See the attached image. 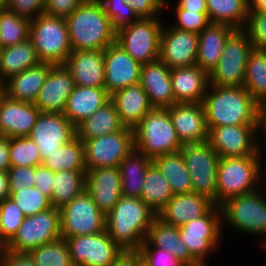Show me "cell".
Segmentation results:
<instances>
[{"label":"cell","mask_w":266,"mask_h":266,"mask_svg":"<svg viewBox=\"0 0 266 266\" xmlns=\"http://www.w3.org/2000/svg\"><path fill=\"white\" fill-rule=\"evenodd\" d=\"M202 103L208 130L227 125H259V103L244 86L209 85Z\"/></svg>","instance_id":"cell-1"},{"label":"cell","mask_w":266,"mask_h":266,"mask_svg":"<svg viewBox=\"0 0 266 266\" xmlns=\"http://www.w3.org/2000/svg\"><path fill=\"white\" fill-rule=\"evenodd\" d=\"M156 217L141 198L122 196L105 216V230L123 251H138Z\"/></svg>","instance_id":"cell-2"},{"label":"cell","mask_w":266,"mask_h":266,"mask_svg":"<svg viewBox=\"0 0 266 266\" xmlns=\"http://www.w3.org/2000/svg\"><path fill=\"white\" fill-rule=\"evenodd\" d=\"M72 50H105L116 32L99 0H86L66 18Z\"/></svg>","instance_id":"cell-3"},{"label":"cell","mask_w":266,"mask_h":266,"mask_svg":"<svg viewBox=\"0 0 266 266\" xmlns=\"http://www.w3.org/2000/svg\"><path fill=\"white\" fill-rule=\"evenodd\" d=\"M220 208L223 233L227 229H234L233 231L243 235L261 237L258 247L266 242V198L262 188L231 197L222 203Z\"/></svg>","instance_id":"cell-4"},{"label":"cell","mask_w":266,"mask_h":266,"mask_svg":"<svg viewBox=\"0 0 266 266\" xmlns=\"http://www.w3.org/2000/svg\"><path fill=\"white\" fill-rule=\"evenodd\" d=\"M263 155L220 158L217 167V206L231 197L260 188Z\"/></svg>","instance_id":"cell-5"},{"label":"cell","mask_w":266,"mask_h":266,"mask_svg":"<svg viewBox=\"0 0 266 266\" xmlns=\"http://www.w3.org/2000/svg\"><path fill=\"white\" fill-rule=\"evenodd\" d=\"M135 150L150 159L180 151L168 109L153 108L133 128Z\"/></svg>","instance_id":"cell-6"},{"label":"cell","mask_w":266,"mask_h":266,"mask_svg":"<svg viewBox=\"0 0 266 266\" xmlns=\"http://www.w3.org/2000/svg\"><path fill=\"white\" fill-rule=\"evenodd\" d=\"M29 38L42 63L64 64L72 52L64 17L40 14L30 20Z\"/></svg>","instance_id":"cell-7"},{"label":"cell","mask_w":266,"mask_h":266,"mask_svg":"<svg viewBox=\"0 0 266 266\" xmlns=\"http://www.w3.org/2000/svg\"><path fill=\"white\" fill-rule=\"evenodd\" d=\"M179 234L190 255L198 263H209L213 252L215 254L221 249L224 239L220 206L214 205L204 216L180 226Z\"/></svg>","instance_id":"cell-8"},{"label":"cell","mask_w":266,"mask_h":266,"mask_svg":"<svg viewBox=\"0 0 266 266\" xmlns=\"http://www.w3.org/2000/svg\"><path fill=\"white\" fill-rule=\"evenodd\" d=\"M180 152L190 174L192 192L217 205V167L220 160L209 141L185 143Z\"/></svg>","instance_id":"cell-9"},{"label":"cell","mask_w":266,"mask_h":266,"mask_svg":"<svg viewBox=\"0 0 266 266\" xmlns=\"http://www.w3.org/2000/svg\"><path fill=\"white\" fill-rule=\"evenodd\" d=\"M164 17L139 18L116 33V43L141 65L158 60Z\"/></svg>","instance_id":"cell-10"},{"label":"cell","mask_w":266,"mask_h":266,"mask_svg":"<svg viewBox=\"0 0 266 266\" xmlns=\"http://www.w3.org/2000/svg\"><path fill=\"white\" fill-rule=\"evenodd\" d=\"M253 50L243 29H236L227 39L218 64L209 75V85L220 87L244 86L248 56Z\"/></svg>","instance_id":"cell-11"},{"label":"cell","mask_w":266,"mask_h":266,"mask_svg":"<svg viewBox=\"0 0 266 266\" xmlns=\"http://www.w3.org/2000/svg\"><path fill=\"white\" fill-rule=\"evenodd\" d=\"M84 144L86 169L119 167L121 162L135 149L133 129L124 127L114 133L89 140Z\"/></svg>","instance_id":"cell-12"},{"label":"cell","mask_w":266,"mask_h":266,"mask_svg":"<svg viewBox=\"0 0 266 266\" xmlns=\"http://www.w3.org/2000/svg\"><path fill=\"white\" fill-rule=\"evenodd\" d=\"M59 238H61L60 210L52 207L36 215L25 217L6 250L29 253L42 244Z\"/></svg>","instance_id":"cell-13"},{"label":"cell","mask_w":266,"mask_h":266,"mask_svg":"<svg viewBox=\"0 0 266 266\" xmlns=\"http://www.w3.org/2000/svg\"><path fill=\"white\" fill-rule=\"evenodd\" d=\"M59 210L61 238L92 235L105 230V215L86 190Z\"/></svg>","instance_id":"cell-14"},{"label":"cell","mask_w":266,"mask_h":266,"mask_svg":"<svg viewBox=\"0 0 266 266\" xmlns=\"http://www.w3.org/2000/svg\"><path fill=\"white\" fill-rule=\"evenodd\" d=\"M259 125H227L209 130L208 141L220 158L265 155L260 149Z\"/></svg>","instance_id":"cell-15"},{"label":"cell","mask_w":266,"mask_h":266,"mask_svg":"<svg viewBox=\"0 0 266 266\" xmlns=\"http://www.w3.org/2000/svg\"><path fill=\"white\" fill-rule=\"evenodd\" d=\"M74 266H111L124 252L106 230L92 235L67 237Z\"/></svg>","instance_id":"cell-16"},{"label":"cell","mask_w":266,"mask_h":266,"mask_svg":"<svg viewBox=\"0 0 266 266\" xmlns=\"http://www.w3.org/2000/svg\"><path fill=\"white\" fill-rule=\"evenodd\" d=\"M42 160L76 137V127L63 113L40 112L29 136Z\"/></svg>","instance_id":"cell-17"},{"label":"cell","mask_w":266,"mask_h":266,"mask_svg":"<svg viewBox=\"0 0 266 266\" xmlns=\"http://www.w3.org/2000/svg\"><path fill=\"white\" fill-rule=\"evenodd\" d=\"M169 20L161 30L159 59L169 69L196 65L198 33L176 29Z\"/></svg>","instance_id":"cell-18"},{"label":"cell","mask_w":266,"mask_h":266,"mask_svg":"<svg viewBox=\"0 0 266 266\" xmlns=\"http://www.w3.org/2000/svg\"><path fill=\"white\" fill-rule=\"evenodd\" d=\"M141 66L118 43L109 45L104 50V88L108 94L138 84Z\"/></svg>","instance_id":"cell-19"},{"label":"cell","mask_w":266,"mask_h":266,"mask_svg":"<svg viewBox=\"0 0 266 266\" xmlns=\"http://www.w3.org/2000/svg\"><path fill=\"white\" fill-rule=\"evenodd\" d=\"M74 86L71 73L64 64H50L49 73L34 104L40 112L63 113Z\"/></svg>","instance_id":"cell-20"},{"label":"cell","mask_w":266,"mask_h":266,"mask_svg":"<svg viewBox=\"0 0 266 266\" xmlns=\"http://www.w3.org/2000/svg\"><path fill=\"white\" fill-rule=\"evenodd\" d=\"M167 109L182 145L208 140L209 130L203 103H175Z\"/></svg>","instance_id":"cell-21"},{"label":"cell","mask_w":266,"mask_h":266,"mask_svg":"<svg viewBox=\"0 0 266 266\" xmlns=\"http://www.w3.org/2000/svg\"><path fill=\"white\" fill-rule=\"evenodd\" d=\"M85 190L106 216L123 196L119 167L87 170Z\"/></svg>","instance_id":"cell-22"},{"label":"cell","mask_w":266,"mask_h":266,"mask_svg":"<svg viewBox=\"0 0 266 266\" xmlns=\"http://www.w3.org/2000/svg\"><path fill=\"white\" fill-rule=\"evenodd\" d=\"M40 110L34 103L0 97V135L7 138L28 137Z\"/></svg>","instance_id":"cell-23"},{"label":"cell","mask_w":266,"mask_h":266,"mask_svg":"<svg viewBox=\"0 0 266 266\" xmlns=\"http://www.w3.org/2000/svg\"><path fill=\"white\" fill-rule=\"evenodd\" d=\"M64 65L75 85L105 87L104 50H72Z\"/></svg>","instance_id":"cell-24"},{"label":"cell","mask_w":266,"mask_h":266,"mask_svg":"<svg viewBox=\"0 0 266 266\" xmlns=\"http://www.w3.org/2000/svg\"><path fill=\"white\" fill-rule=\"evenodd\" d=\"M170 73L171 69L160 59L141 66L139 84L153 108L167 109L176 103Z\"/></svg>","instance_id":"cell-25"},{"label":"cell","mask_w":266,"mask_h":266,"mask_svg":"<svg viewBox=\"0 0 266 266\" xmlns=\"http://www.w3.org/2000/svg\"><path fill=\"white\" fill-rule=\"evenodd\" d=\"M213 206L207 197L194 192L178 194L173 195L157 217L166 224L180 227L189 220L204 216Z\"/></svg>","instance_id":"cell-26"},{"label":"cell","mask_w":266,"mask_h":266,"mask_svg":"<svg viewBox=\"0 0 266 266\" xmlns=\"http://www.w3.org/2000/svg\"><path fill=\"white\" fill-rule=\"evenodd\" d=\"M176 103H202L209 86L208 73L197 65L171 69Z\"/></svg>","instance_id":"cell-27"},{"label":"cell","mask_w":266,"mask_h":266,"mask_svg":"<svg viewBox=\"0 0 266 266\" xmlns=\"http://www.w3.org/2000/svg\"><path fill=\"white\" fill-rule=\"evenodd\" d=\"M110 100L116 107L121 123L132 129L153 109L139 83L114 92Z\"/></svg>","instance_id":"cell-28"},{"label":"cell","mask_w":266,"mask_h":266,"mask_svg":"<svg viewBox=\"0 0 266 266\" xmlns=\"http://www.w3.org/2000/svg\"><path fill=\"white\" fill-rule=\"evenodd\" d=\"M227 24L210 23L198 34L196 65L208 74L218 64L228 37L235 31Z\"/></svg>","instance_id":"cell-29"},{"label":"cell","mask_w":266,"mask_h":266,"mask_svg":"<svg viewBox=\"0 0 266 266\" xmlns=\"http://www.w3.org/2000/svg\"><path fill=\"white\" fill-rule=\"evenodd\" d=\"M141 247H155L169 252L186 266L198 264V262L190 255L187 246L181 240L179 227L166 224L158 217L152 222L146 239Z\"/></svg>","instance_id":"cell-30"},{"label":"cell","mask_w":266,"mask_h":266,"mask_svg":"<svg viewBox=\"0 0 266 266\" xmlns=\"http://www.w3.org/2000/svg\"><path fill=\"white\" fill-rule=\"evenodd\" d=\"M110 100L105 88L74 86L64 116L76 127Z\"/></svg>","instance_id":"cell-31"},{"label":"cell","mask_w":266,"mask_h":266,"mask_svg":"<svg viewBox=\"0 0 266 266\" xmlns=\"http://www.w3.org/2000/svg\"><path fill=\"white\" fill-rule=\"evenodd\" d=\"M49 70L50 64L41 62L22 71L3 83V94L14 100L34 103Z\"/></svg>","instance_id":"cell-32"},{"label":"cell","mask_w":266,"mask_h":266,"mask_svg":"<svg viewBox=\"0 0 266 266\" xmlns=\"http://www.w3.org/2000/svg\"><path fill=\"white\" fill-rule=\"evenodd\" d=\"M41 63L30 38L13 46L1 49L0 83L18 75L22 71Z\"/></svg>","instance_id":"cell-33"},{"label":"cell","mask_w":266,"mask_h":266,"mask_svg":"<svg viewBox=\"0 0 266 266\" xmlns=\"http://www.w3.org/2000/svg\"><path fill=\"white\" fill-rule=\"evenodd\" d=\"M124 127L120 121L115 105L109 100L90 117L84 119L76 126V136L80 140H89L117 132Z\"/></svg>","instance_id":"cell-34"},{"label":"cell","mask_w":266,"mask_h":266,"mask_svg":"<svg viewBox=\"0 0 266 266\" xmlns=\"http://www.w3.org/2000/svg\"><path fill=\"white\" fill-rule=\"evenodd\" d=\"M152 163V159L135 149L125 157L119 165L124 197L140 198L146 171Z\"/></svg>","instance_id":"cell-35"},{"label":"cell","mask_w":266,"mask_h":266,"mask_svg":"<svg viewBox=\"0 0 266 266\" xmlns=\"http://www.w3.org/2000/svg\"><path fill=\"white\" fill-rule=\"evenodd\" d=\"M152 162L170 184L174 195L192 192L190 174L180 151L156 157Z\"/></svg>","instance_id":"cell-36"},{"label":"cell","mask_w":266,"mask_h":266,"mask_svg":"<svg viewBox=\"0 0 266 266\" xmlns=\"http://www.w3.org/2000/svg\"><path fill=\"white\" fill-rule=\"evenodd\" d=\"M210 23L227 24L243 29L248 16V0H206Z\"/></svg>","instance_id":"cell-37"},{"label":"cell","mask_w":266,"mask_h":266,"mask_svg":"<svg viewBox=\"0 0 266 266\" xmlns=\"http://www.w3.org/2000/svg\"><path fill=\"white\" fill-rule=\"evenodd\" d=\"M86 171L53 172L51 204L55 208L71 202L85 191Z\"/></svg>","instance_id":"cell-38"},{"label":"cell","mask_w":266,"mask_h":266,"mask_svg":"<svg viewBox=\"0 0 266 266\" xmlns=\"http://www.w3.org/2000/svg\"><path fill=\"white\" fill-rule=\"evenodd\" d=\"M41 165L53 172L87 171L83 142L76 136L44 158Z\"/></svg>","instance_id":"cell-39"},{"label":"cell","mask_w":266,"mask_h":266,"mask_svg":"<svg viewBox=\"0 0 266 266\" xmlns=\"http://www.w3.org/2000/svg\"><path fill=\"white\" fill-rule=\"evenodd\" d=\"M173 195L170 184L152 163L146 171L140 198L158 215Z\"/></svg>","instance_id":"cell-40"},{"label":"cell","mask_w":266,"mask_h":266,"mask_svg":"<svg viewBox=\"0 0 266 266\" xmlns=\"http://www.w3.org/2000/svg\"><path fill=\"white\" fill-rule=\"evenodd\" d=\"M243 85L259 104L266 100V50L253 49L249 54Z\"/></svg>","instance_id":"cell-41"},{"label":"cell","mask_w":266,"mask_h":266,"mask_svg":"<svg viewBox=\"0 0 266 266\" xmlns=\"http://www.w3.org/2000/svg\"><path fill=\"white\" fill-rule=\"evenodd\" d=\"M30 20L6 11L0 14V45L2 48L21 43L29 38Z\"/></svg>","instance_id":"cell-42"},{"label":"cell","mask_w":266,"mask_h":266,"mask_svg":"<svg viewBox=\"0 0 266 266\" xmlns=\"http://www.w3.org/2000/svg\"><path fill=\"white\" fill-rule=\"evenodd\" d=\"M29 255L36 266H74L64 238L42 244L31 250Z\"/></svg>","instance_id":"cell-43"},{"label":"cell","mask_w":266,"mask_h":266,"mask_svg":"<svg viewBox=\"0 0 266 266\" xmlns=\"http://www.w3.org/2000/svg\"><path fill=\"white\" fill-rule=\"evenodd\" d=\"M10 191L9 198L22 209L26 217L53 207L50 198L35 186L10 189Z\"/></svg>","instance_id":"cell-44"},{"label":"cell","mask_w":266,"mask_h":266,"mask_svg":"<svg viewBox=\"0 0 266 266\" xmlns=\"http://www.w3.org/2000/svg\"><path fill=\"white\" fill-rule=\"evenodd\" d=\"M10 166L37 167L42 164L40 151L29 137L9 138Z\"/></svg>","instance_id":"cell-45"},{"label":"cell","mask_w":266,"mask_h":266,"mask_svg":"<svg viewBox=\"0 0 266 266\" xmlns=\"http://www.w3.org/2000/svg\"><path fill=\"white\" fill-rule=\"evenodd\" d=\"M22 209L10 198L0 203V228L3 239L9 243L25 219Z\"/></svg>","instance_id":"cell-46"},{"label":"cell","mask_w":266,"mask_h":266,"mask_svg":"<svg viewBox=\"0 0 266 266\" xmlns=\"http://www.w3.org/2000/svg\"><path fill=\"white\" fill-rule=\"evenodd\" d=\"M99 1L102 3L105 13L111 20L112 29L116 33L139 19L129 4L123 0Z\"/></svg>","instance_id":"cell-47"},{"label":"cell","mask_w":266,"mask_h":266,"mask_svg":"<svg viewBox=\"0 0 266 266\" xmlns=\"http://www.w3.org/2000/svg\"><path fill=\"white\" fill-rule=\"evenodd\" d=\"M171 11L169 16H172V27L189 31L194 33H200L204 28H206L210 21L208 19V12H197V11H188V10H164ZM174 14H173V13ZM171 14V15H170ZM174 16V17H173Z\"/></svg>","instance_id":"cell-48"},{"label":"cell","mask_w":266,"mask_h":266,"mask_svg":"<svg viewBox=\"0 0 266 266\" xmlns=\"http://www.w3.org/2000/svg\"><path fill=\"white\" fill-rule=\"evenodd\" d=\"M243 30L253 49L266 50V11L249 10Z\"/></svg>","instance_id":"cell-49"},{"label":"cell","mask_w":266,"mask_h":266,"mask_svg":"<svg viewBox=\"0 0 266 266\" xmlns=\"http://www.w3.org/2000/svg\"><path fill=\"white\" fill-rule=\"evenodd\" d=\"M137 252L145 266H186L169 252L155 247H140Z\"/></svg>","instance_id":"cell-50"},{"label":"cell","mask_w":266,"mask_h":266,"mask_svg":"<svg viewBox=\"0 0 266 266\" xmlns=\"http://www.w3.org/2000/svg\"><path fill=\"white\" fill-rule=\"evenodd\" d=\"M45 0H7V10L33 20L44 13Z\"/></svg>","instance_id":"cell-51"},{"label":"cell","mask_w":266,"mask_h":266,"mask_svg":"<svg viewBox=\"0 0 266 266\" xmlns=\"http://www.w3.org/2000/svg\"><path fill=\"white\" fill-rule=\"evenodd\" d=\"M128 3L139 18L162 17V0H123Z\"/></svg>","instance_id":"cell-52"},{"label":"cell","mask_w":266,"mask_h":266,"mask_svg":"<svg viewBox=\"0 0 266 266\" xmlns=\"http://www.w3.org/2000/svg\"><path fill=\"white\" fill-rule=\"evenodd\" d=\"M10 189L34 186V167L10 166L8 169Z\"/></svg>","instance_id":"cell-53"},{"label":"cell","mask_w":266,"mask_h":266,"mask_svg":"<svg viewBox=\"0 0 266 266\" xmlns=\"http://www.w3.org/2000/svg\"><path fill=\"white\" fill-rule=\"evenodd\" d=\"M86 0H45L44 13L66 18Z\"/></svg>","instance_id":"cell-54"},{"label":"cell","mask_w":266,"mask_h":266,"mask_svg":"<svg viewBox=\"0 0 266 266\" xmlns=\"http://www.w3.org/2000/svg\"><path fill=\"white\" fill-rule=\"evenodd\" d=\"M53 171L40 165L34 167V186L51 198Z\"/></svg>","instance_id":"cell-55"},{"label":"cell","mask_w":266,"mask_h":266,"mask_svg":"<svg viewBox=\"0 0 266 266\" xmlns=\"http://www.w3.org/2000/svg\"><path fill=\"white\" fill-rule=\"evenodd\" d=\"M2 266H36L29 253L5 250Z\"/></svg>","instance_id":"cell-56"},{"label":"cell","mask_w":266,"mask_h":266,"mask_svg":"<svg viewBox=\"0 0 266 266\" xmlns=\"http://www.w3.org/2000/svg\"><path fill=\"white\" fill-rule=\"evenodd\" d=\"M164 10L207 12V3L206 0H176L170 3Z\"/></svg>","instance_id":"cell-57"},{"label":"cell","mask_w":266,"mask_h":266,"mask_svg":"<svg viewBox=\"0 0 266 266\" xmlns=\"http://www.w3.org/2000/svg\"><path fill=\"white\" fill-rule=\"evenodd\" d=\"M141 256L137 251H124L111 266H140Z\"/></svg>","instance_id":"cell-58"},{"label":"cell","mask_w":266,"mask_h":266,"mask_svg":"<svg viewBox=\"0 0 266 266\" xmlns=\"http://www.w3.org/2000/svg\"><path fill=\"white\" fill-rule=\"evenodd\" d=\"M258 130H259L260 149L265 153L266 141L264 140H266V100L259 104V128Z\"/></svg>","instance_id":"cell-59"},{"label":"cell","mask_w":266,"mask_h":266,"mask_svg":"<svg viewBox=\"0 0 266 266\" xmlns=\"http://www.w3.org/2000/svg\"><path fill=\"white\" fill-rule=\"evenodd\" d=\"M9 168V138L0 135V171H8Z\"/></svg>","instance_id":"cell-60"},{"label":"cell","mask_w":266,"mask_h":266,"mask_svg":"<svg viewBox=\"0 0 266 266\" xmlns=\"http://www.w3.org/2000/svg\"><path fill=\"white\" fill-rule=\"evenodd\" d=\"M9 176L7 171H0V203L10 195Z\"/></svg>","instance_id":"cell-61"},{"label":"cell","mask_w":266,"mask_h":266,"mask_svg":"<svg viewBox=\"0 0 266 266\" xmlns=\"http://www.w3.org/2000/svg\"><path fill=\"white\" fill-rule=\"evenodd\" d=\"M249 10L266 11V0H250Z\"/></svg>","instance_id":"cell-62"},{"label":"cell","mask_w":266,"mask_h":266,"mask_svg":"<svg viewBox=\"0 0 266 266\" xmlns=\"http://www.w3.org/2000/svg\"><path fill=\"white\" fill-rule=\"evenodd\" d=\"M264 159H263L262 167H261L260 188H262V191H263L264 195L266 196V163H264L266 161L265 156H264Z\"/></svg>","instance_id":"cell-63"},{"label":"cell","mask_w":266,"mask_h":266,"mask_svg":"<svg viewBox=\"0 0 266 266\" xmlns=\"http://www.w3.org/2000/svg\"><path fill=\"white\" fill-rule=\"evenodd\" d=\"M7 11V0H0V14Z\"/></svg>","instance_id":"cell-64"},{"label":"cell","mask_w":266,"mask_h":266,"mask_svg":"<svg viewBox=\"0 0 266 266\" xmlns=\"http://www.w3.org/2000/svg\"><path fill=\"white\" fill-rule=\"evenodd\" d=\"M8 243L3 239L0 228V248H7Z\"/></svg>","instance_id":"cell-65"},{"label":"cell","mask_w":266,"mask_h":266,"mask_svg":"<svg viewBox=\"0 0 266 266\" xmlns=\"http://www.w3.org/2000/svg\"><path fill=\"white\" fill-rule=\"evenodd\" d=\"M6 249L7 248H0V266H2V260Z\"/></svg>","instance_id":"cell-66"},{"label":"cell","mask_w":266,"mask_h":266,"mask_svg":"<svg viewBox=\"0 0 266 266\" xmlns=\"http://www.w3.org/2000/svg\"><path fill=\"white\" fill-rule=\"evenodd\" d=\"M171 0H162V5H163V7H164V9L170 4V3H173V2H175L176 0H172L171 2H170Z\"/></svg>","instance_id":"cell-67"},{"label":"cell","mask_w":266,"mask_h":266,"mask_svg":"<svg viewBox=\"0 0 266 266\" xmlns=\"http://www.w3.org/2000/svg\"><path fill=\"white\" fill-rule=\"evenodd\" d=\"M209 264H211V263H198V264L193 265V266H211Z\"/></svg>","instance_id":"cell-68"},{"label":"cell","mask_w":266,"mask_h":266,"mask_svg":"<svg viewBox=\"0 0 266 266\" xmlns=\"http://www.w3.org/2000/svg\"><path fill=\"white\" fill-rule=\"evenodd\" d=\"M260 248L261 250H263L262 252H264L265 250V253H266V242L262 246H260Z\"/></svg>","instance_id":"cell-69"},{"label":"cell","mask_w":266,"mask_h":266,"mask_svg":"<svg viewBox=\"0 0 266 266\" xmlns=\"http://www.w3.org/2000/svg\"><path fill=\"white\" fill-rule=\"evenodd\" d=\"M3 94V84L0 83V97Z\"/></svg>","instance_id":"cell-70"}]
</instances>
